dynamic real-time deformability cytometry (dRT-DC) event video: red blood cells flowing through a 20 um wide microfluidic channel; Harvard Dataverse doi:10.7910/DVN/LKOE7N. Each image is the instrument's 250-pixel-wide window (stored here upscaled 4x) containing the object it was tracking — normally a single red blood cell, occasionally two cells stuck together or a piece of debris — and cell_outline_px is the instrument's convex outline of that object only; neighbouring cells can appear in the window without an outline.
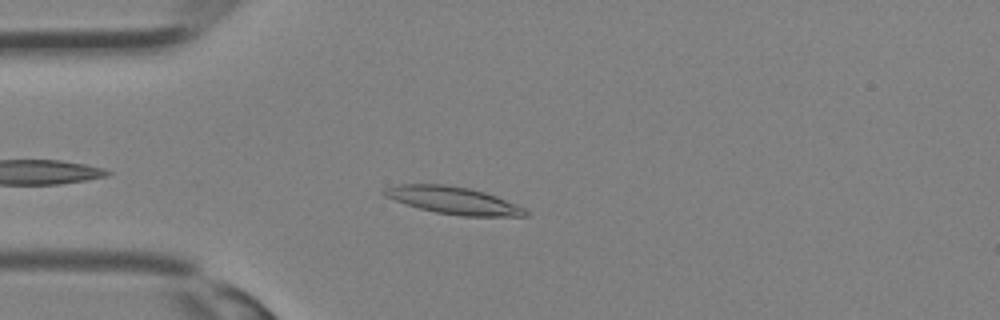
{"species": "Egyptian fruit bat (a non-hibernating species)", "species_latin": "Rousettus aegyptiacus", "temperature_condition": "room temperature", "stored_images_in_passage": 25, "camera_frame_rate_fps": 3000, "um_per_image_px": 0.085, "animal": {"sex": "female"}, "frame": {"image": 1, "passage_image": 3, "time_ms": 0.667, "image_size_px": [1000, 320], "cell_outline_px": [[528, 216], [460, 216], [436, 212], [420, 208], [384, 196], [380, 192], [384, 188], [400, 184], [444, 184], [468, 188], [484, 192], [496, 196], [516, 204], [524, 208], [528, 212]], "centroid_in_image_um": [38.53, 17.03], "position_along_channel_um": 46.5, "area_um2": 22.25}}
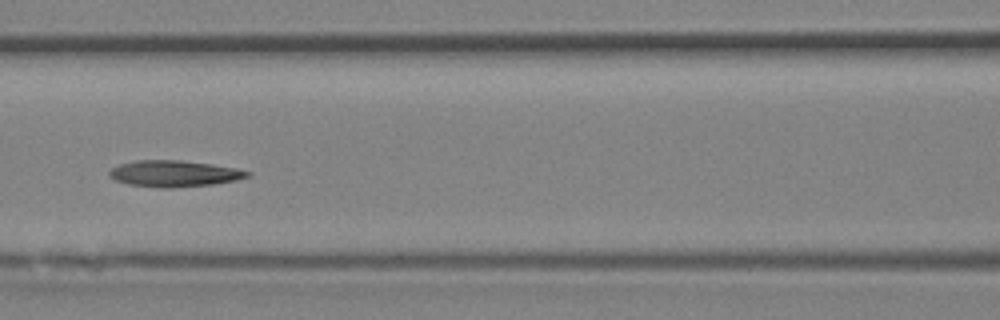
{"frame": {"image": 2, "passage_image": 9, "time_ms": 2.667, "image_size_px": [1000, 320], "cell_outline_px": [[252, 176], [236, 180], [212, 184], [168, 188], [164, 188], [128, 184], [116, 180], [108, 176], [108, 172], [112, 168], [120, 164], [136, 160], [180, 160], [212, 164], [236, 168], [252, 172]], "centroid_in_image_um": [14.82, 14.75], "position_along_channel_um": 151.8, "area_um2": 21.15}}
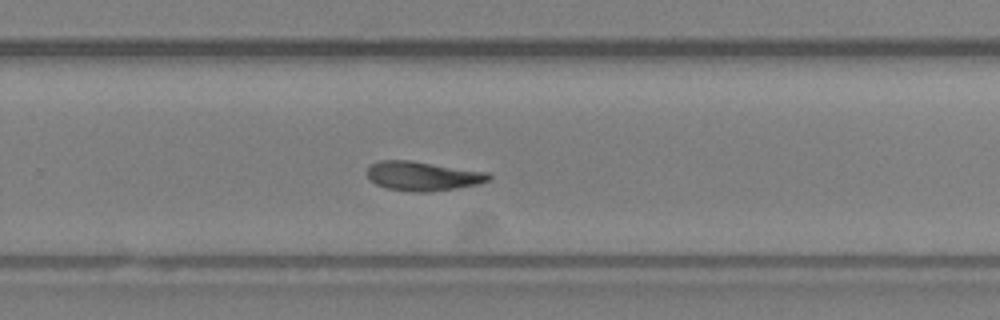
{"frame": {"image": 3, "passage_image": 16, "time_ms": 5.0, "image_size_px": [1000, 320], "cell_outline_px": [[492, 176], [488, 180], [476, 184], [456, 188], [428, 192], [412, 192], [384, 188], [368, 180], [364, 172], [372, 164], [380, 160], [408, 160], [488, 172]], "centroid_in_image_um": [35.86, 14.97], "position_along_channel_um": 293.9, "area_um2": 20.81}}